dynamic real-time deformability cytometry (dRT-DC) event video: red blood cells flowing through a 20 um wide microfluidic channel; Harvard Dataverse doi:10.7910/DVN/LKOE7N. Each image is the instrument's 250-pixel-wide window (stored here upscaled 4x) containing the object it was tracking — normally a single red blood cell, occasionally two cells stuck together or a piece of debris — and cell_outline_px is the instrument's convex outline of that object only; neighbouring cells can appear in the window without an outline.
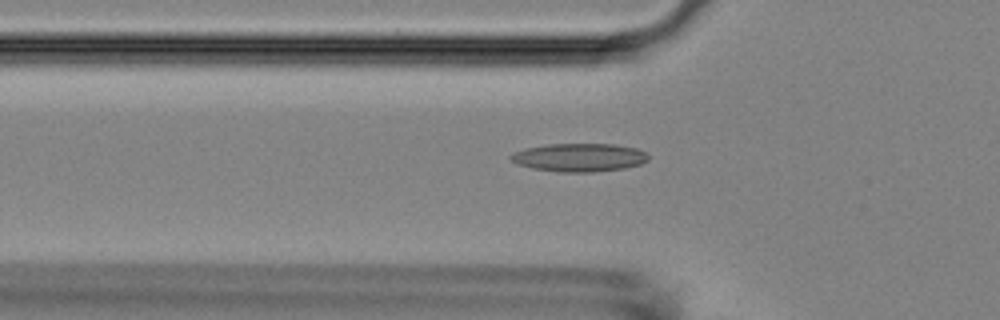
{"species": "Egyptian fruit bat (a non-hibernating species)", "species_latin": "Rousettus aegyptiacus", "temperature_condition": "room temperature", "stored_images_in_passage": 39, "camera_frame_rate_fps": 3000, "um_per_image_px": 0.085, "animal": {"sex": "female"}, "frame": {"image": 1, "passage_image": 7, "time_ms": 2.0, "image_size_px": [1000, 320], "cell_outline_px": [[648, 160], [640, 164], [624, 168], [592, 172], [560, 172], [532, 168], [516, 164], [508, 160], [508, 156], [512, 152], [524, 148], [548, 144], [616, 144], [636, 148], [648, 152]], "centroid_in_image_um": [49.19, 13.38], "position_along_channel_um": 76.6, "area_um2": 22.95}}
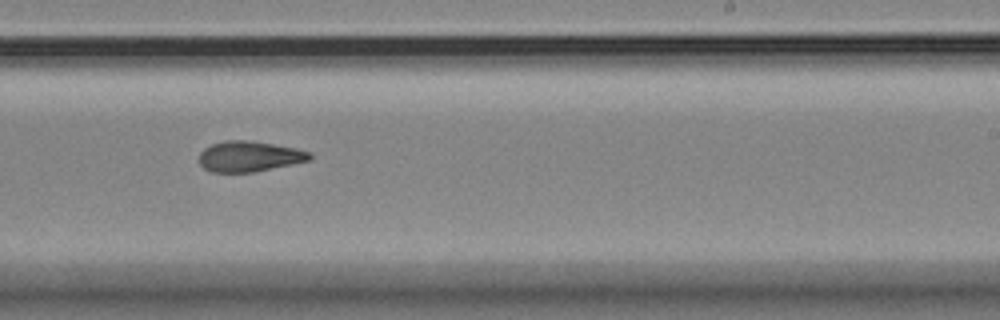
{"frame": {"image": 2, "passage_image": 22, "time_ms": 7.0, "image_size_px": [1000, 320], "cell_outline_px": [[312, 160], [252, 172], [212, 172], [204, 168], [200, 164], [200, 152], [204, 148], [212, 144], [224, 140], [248, 140], [296, 148], [312, 152]], "centroid_in_image_um": [21.2, 13.29], "position_along_channel_um": 267.8, "area_um2": 19.65}}
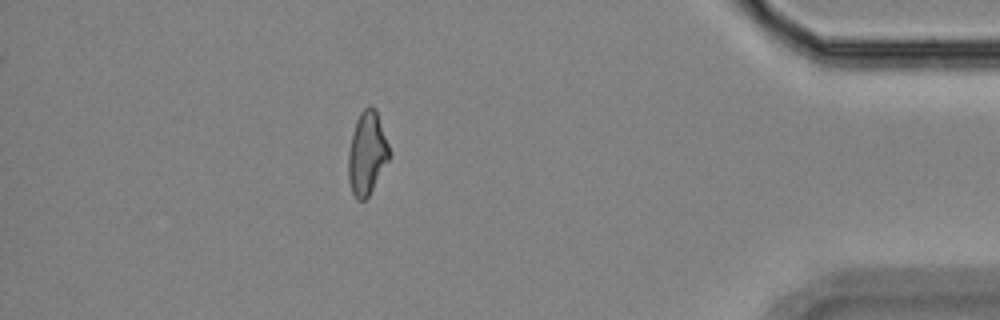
{"frame": {"image": 3, "passage_image": 36, "time_ms": 11.667, "image_size_px": [1000, 320], "cell_outline_px": [[388, 160], [368, 196], [364, 200], [356, 200], [352, 192], [348, 180], [348, 152], [352, 132], [356, 120], [360, 112], [368, 104], [372, 104], [376, 108], [388, 144]], "centroid_in_image_um": [31.16, 12.98], "position_along_channel_um": 404.0, "area_um2": 19.71}, "authors_computed_cell_mechanics": {"area_um2": 20.0566, "velocity_mm_per_s": 3.8008, "shape_relaxation_time_tau1_ms": 8.5482, "shape_relaxation_time_tau2_ms": 3.437, "deformation_change_tau1": 0.2137, "deformation_change_tau2": 0.1166}}